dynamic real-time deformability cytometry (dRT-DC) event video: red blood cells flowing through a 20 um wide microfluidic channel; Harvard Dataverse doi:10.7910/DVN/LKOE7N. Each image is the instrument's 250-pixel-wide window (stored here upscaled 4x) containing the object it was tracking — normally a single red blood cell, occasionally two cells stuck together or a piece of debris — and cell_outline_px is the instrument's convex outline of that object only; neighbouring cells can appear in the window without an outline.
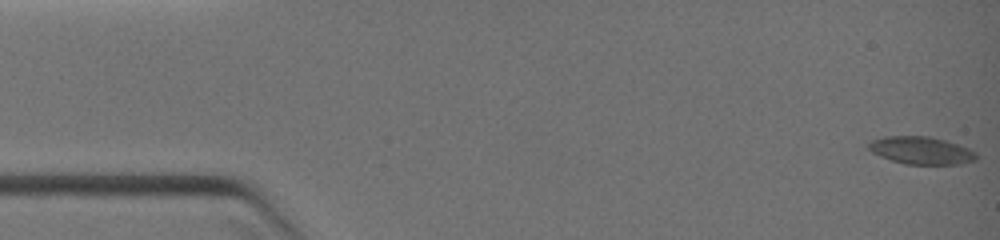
{"species": "common noctule bat (a hibernating species)", "species_latin": "Nyctalus noctula", "temperature_condition": "warm", "stored_images_in_passage": 52, "camera_frame_rate_fps": 3000, "um_per_image_px": 0.085, "animal": {"sex": "female", "body_mass_g": 19.0, "forearm_length_mm": 51.5}, "frame": {"image": 1, "passage_image": 1, "time_ms": 0.0, "image_size_px": [1000, 240], "cell_outline_px": [[976, 160], [960, 164], [904, 164], [880, 156], [864, 148], [872, 140], [888, 136], [928, 136], [944, 140], [968, 148], [976, 152]], "centroid_in_image_um": [78.27, 12.79], "position_along_channel_um": 6.7, "area_um2": 17.22}}
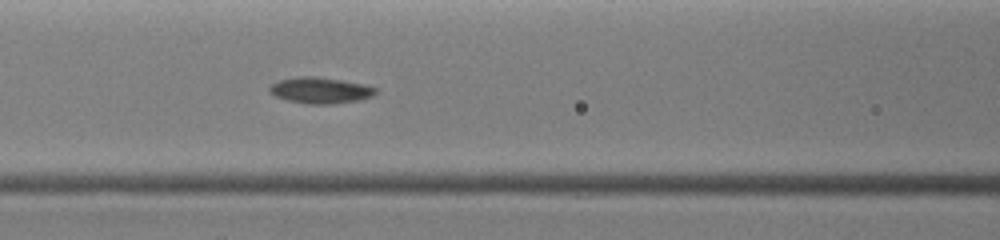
{"frame": {"image": 2, "passage_image": 22, "time_ms": 5.0, "image_size_px": [1000, 240], "cell_outline_px": [[376, 92], [372, 96], [356, 100], [332, 104], [308, 104], [288, 100], [276, 96], [268, 92], [268, 88], [272, 84], [280, 80], [296, 76], [316, 76], [364, 84], [376, 88]], "centroid_in_image_um": [27.19, 7.67], "position_along_channel_um": 139.4, "area_um2": 16.01}}
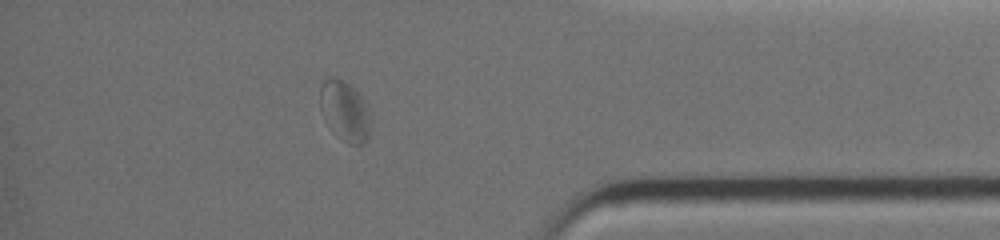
{"frame": {"image": 3, "passage_image": 42, "time_ms": 10.333, "image_size_px": [1000, 240], "cell_outline_px": [[372, 120], [368, 136], [364, 144], [348, 144], [324, 120], [320, 112], [320, 88], [324, 80], [328, 76], [332, 76], [348, 84], [368, 104], [372, 112]], "centroid_in_image_um": [29.34, 9.43], "position_along_channel_um": 405.9, "area_um2": 17.8}}